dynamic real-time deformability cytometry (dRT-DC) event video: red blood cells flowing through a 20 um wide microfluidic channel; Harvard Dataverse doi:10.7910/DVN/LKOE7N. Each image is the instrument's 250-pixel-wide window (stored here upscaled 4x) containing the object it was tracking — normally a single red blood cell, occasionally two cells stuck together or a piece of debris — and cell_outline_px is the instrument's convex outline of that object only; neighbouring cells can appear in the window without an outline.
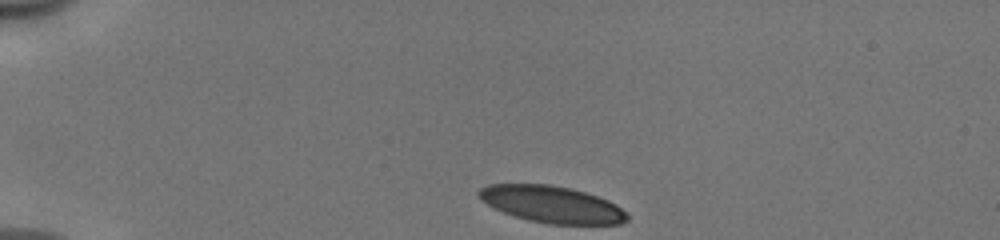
{"species": "human", "species_latin": "Homo sapiens", "temperature_condition": "cold", "stored_images_in_passage": 35, "camera_frame_rate_fps": 3000, "um_per_image_px": 0.085, "donor": {"sex": "male"}, "frame": {"image": 1, "passage_image": 1, "time_ms": 0.0, "image_size_px": [1000, 240], "cell_outline_px": [[628, 220], [620, 224], [548, 224], [528, 220], [504, 212], [480, 200], [476, 192], [480, 188], [488, 184], [548, 184], [572, 188], [608, 200], [616, 204], [628, 212]], "centroid_in_image_um": [46.92, 17.37], "position_along_channel_um": 38.1, "area_um2": 31.85}}
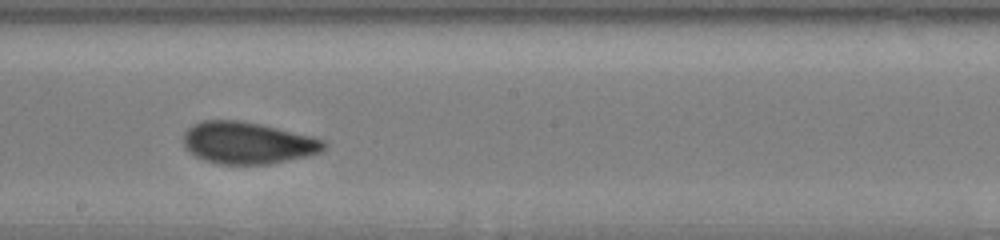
{"frame": {"image": 2, "passage_image": 20, "time_ms": 6.333, "image_size_px": [1000, 240], "cell_outline_px": [[328, 144], [320, 152], [308, 156], [268, 164], [220, 164], [204, 160], [196, 156], [184, 148], [184, 132], [192, 124], [204, 120], [240, 120], [260, 124], [312, 136], [324, 140]], "centroid_in_image_um": [21.04, 12.14], "position_along_channel_um": 227.2, "area_um2": 34.33}}
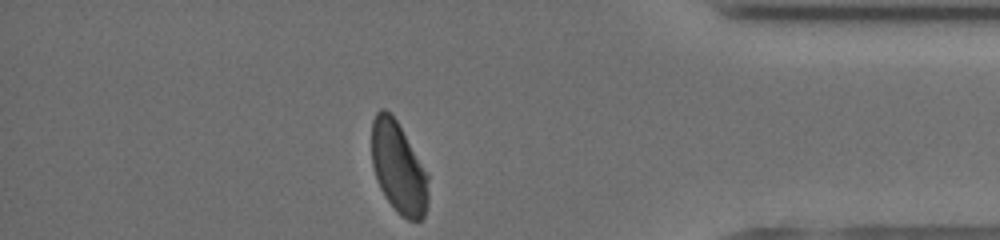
{"frame": {"image": 3, "passage_image": 35, "time_ms": 11.333, "image_size_px": [1000, 240], "cell_outline_px": [[428, 200], [424, 216], [420, 220], [408, 220], [400, 216], [396, 212], [384, 196], [376, 180], [372, 164], [372, 120], [376, 112], [380, 108], [384, 108], [396, 120], [428, 172]], "centroid_in_image_um": [33.87, 14.28], "position_along_channel_um": 401.3, "area_um2": 30.4}, "authors_computed_cell_mechanics": {"area_um2": 34.0442, "velocity_mm_per_s": 3.9512, "shape_relaxation_time_tau1_ms": 5.3135, "shape_relaxation_time_tau2_ms": 1.2819, "deformation_change_tau1": 0.155, "deformation_change_tau2": 0.0699}}